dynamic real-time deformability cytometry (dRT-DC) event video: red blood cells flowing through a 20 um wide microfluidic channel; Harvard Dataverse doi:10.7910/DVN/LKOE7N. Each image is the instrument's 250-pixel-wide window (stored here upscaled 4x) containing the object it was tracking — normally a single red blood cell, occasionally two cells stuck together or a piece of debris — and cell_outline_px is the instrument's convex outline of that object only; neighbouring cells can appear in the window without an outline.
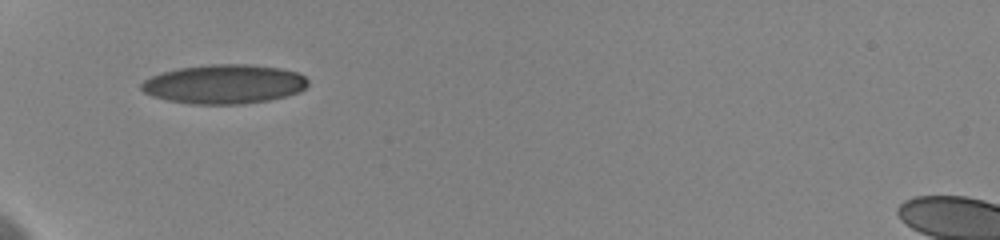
{"species": "human", "species_latin": "Homo sapiens", "temperature_condition": "cold", "stored_images_in_passage": 37, "camera_frame_rate_fps": 3000, "um_per_image_px": 0.085, "donor": {"sex": "female"}, "frame": {"image": 1, "passage_image": 1, "time_ms": 0.0, "image_size_px": [1000, 240], "cell_outline_px": [[308, 84], [300, 92], [288, 96], [268, 100], [240, 104], [192, 104], [168, 100], [152, 96], [144, 92], [140, 88], [140, 84], [144, 80], [152, 76], [164, 72], [180, 68], [212, 64], [248, 64], [280, 68], [296, 72], [304, 76], [308, 80]], "centroid_in_image_um": [19.07, 7.15], "position_along_channel_um": 65.9, "area_um2": 37.97}}
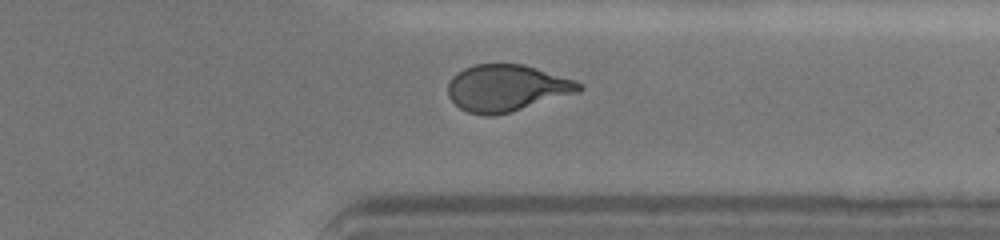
{"frame": {"image": 2, "passage_image": 27, "time_ms": 8.667, "image_size_px": [1000, 240], "cell_outline_px": [[584, 88], [580, 92], [508, 112], [492, 116], [484, 116], [468, 112], [460, 108], [448, 96], [448, 84], [452, 76], [456, 72], [472, 64], [524, 64], [576, 80], [584, 84]], "centroid_in_image_um": [43.08, 7.47], "position_along_channel_um": 368.3, "area_um2": 35.78}, "authors_computed_cell_mechanics": {"area_um2": 35.8938, "velocity_mm_per_s": 3.6014, "shape_relaxation_time_tau1_ms": 4.6544, "shape_relaxation_time_tau2_ms": 1.0209, "deformation_change_tau1": 0.1711, "deformation_change_tau2": 0.0708}}